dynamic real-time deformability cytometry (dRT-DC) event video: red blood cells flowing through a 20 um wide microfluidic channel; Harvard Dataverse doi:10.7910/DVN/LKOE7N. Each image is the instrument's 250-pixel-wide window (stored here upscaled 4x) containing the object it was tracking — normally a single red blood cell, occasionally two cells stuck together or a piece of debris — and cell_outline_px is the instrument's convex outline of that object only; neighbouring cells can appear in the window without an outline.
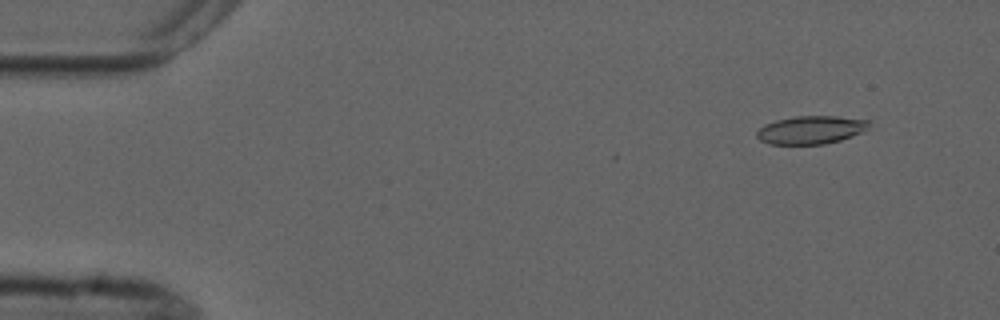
{"species": "common noctule bat (a hibernating species)", "species_latin": "Nyctalus noctula", "temperature_condition": "cold", "stored_images_in_passage": 2, "segment_of_instrument_passage": [2, 2], "camera_frame_rate_fps": 3000, "um_per_image_px": 0.085, "animal": {"sex": "male", "forearm_length_mm": 52.5}, "frame": {"image": 1, "passage_image": 2, "time_ms": 2.0, "image_size_px": [1000, 320], "cell_outline_px": [[872, 128], [864, 132], [840, 140], [824, 144], [768, 144], [760, 140], [756, 136], [756, 132], [764, 124], [776, 120], [796, 116], [836, 116], [872, 120]], "centroid_in_image_um": [69.0, 11.03], "position_along_channel_um": 16.0, "area_um2": 18.73}}